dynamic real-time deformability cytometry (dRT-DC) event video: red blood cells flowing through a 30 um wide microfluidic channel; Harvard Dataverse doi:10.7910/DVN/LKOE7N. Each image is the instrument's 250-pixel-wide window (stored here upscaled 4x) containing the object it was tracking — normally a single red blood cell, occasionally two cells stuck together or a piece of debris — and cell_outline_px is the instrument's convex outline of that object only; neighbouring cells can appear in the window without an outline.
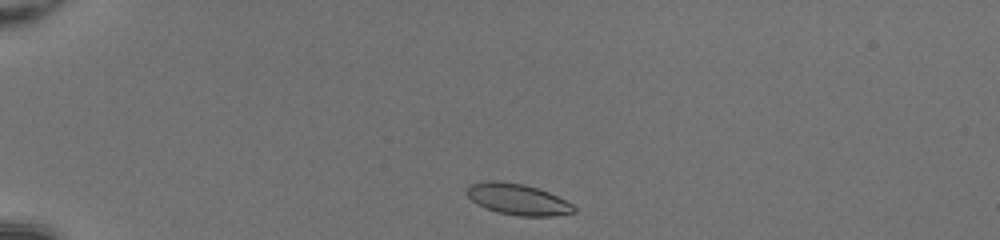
{"species": "common noctule bat (a hibernating species)", "species_latin": "Nyctalus noctula", "temperature_condition": "room temperature", "stored_images_in_passage": 10, "camera_frame_rate_fps": 3000, "um_per_image_px": 0.085, "animal": {"sex": "female", "body_mass_g": 20.0, "forearm_length_mm": 54.0}, "frame": {"image": 1, "passage_image": 1, "time_ms": 0.0, "image_size_px": [1000, 240], "cell_outline_px": [[576, 212], [552, 216], [520, 216], [496, 212], [484, 208], [476, 204], [468, 196], [468, 184], [488, 180], [496, 180], [524, 184], [548, 192], [572, 204], [576, 208]], "centroid_in_image_um": [43.98, 16.94], "position_along_channel_um": 41.0, "area_um2": 19.42}}
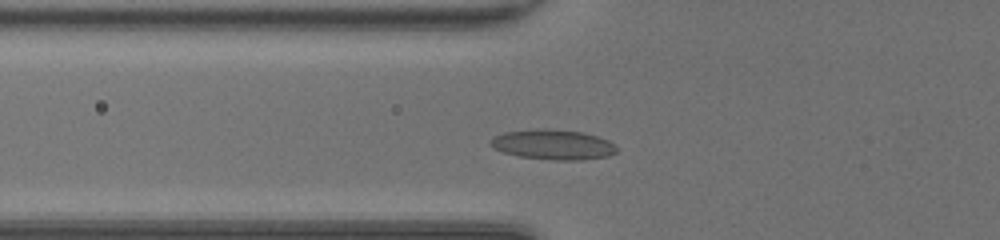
{"frame": {"image": 2, "passage_image": 8, "time_ms": 2.333, "image_size_px": [1000, 240], "cell_outline_px": [[616, 152], [608, 156], [580, 160], [552, 160], [520, 156], [504, 152], [492, 148], [488, 144], [488, 140], [492, 136], [504, 132], [536, 128], [544, 128], [584, 132], [608, 140], [616, 148]], "centroid_in_image_um": [46.94, 12.28], "position_along_channel_um": 78.9, "area_um2": 22.25}}